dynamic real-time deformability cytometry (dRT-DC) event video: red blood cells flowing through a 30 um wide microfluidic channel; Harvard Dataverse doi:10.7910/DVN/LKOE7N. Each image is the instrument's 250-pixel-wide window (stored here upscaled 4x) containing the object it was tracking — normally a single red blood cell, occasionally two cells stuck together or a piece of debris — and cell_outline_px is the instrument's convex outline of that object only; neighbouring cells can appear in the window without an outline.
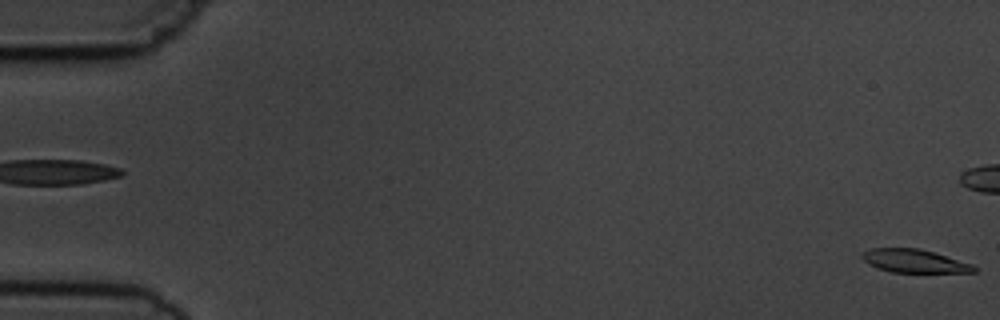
{"species": "common noctule bat (a hibernating species)", "species_latin": "Nyctalus noctula", "temperature_condition": "cold", "stored_images_in_passage": 6, "segment_of_instrument_passage": [2, 2], "camera_frame_rate_fps": 3000, "um_per_image_px": 0.085, "animal": {"sex": "male", "body_mass_g": 19.5, "forearm_length_mm": 54.6}, "frame": {"image": 1, "passage_image": 6, "time_ms": 6.0, "image_size_px": [1000, 320], "cell_outline_px": [[976, 272], [892, 272], [876, 268], [864, 260], [860, 256], [860, 252], [872, 248], [920, 248], [972, 264], [976, 268]], "centroid_in_image_um": [77.66, 22.18], "position_along_channel_um": 7.3, "area_um2": 15.09}}